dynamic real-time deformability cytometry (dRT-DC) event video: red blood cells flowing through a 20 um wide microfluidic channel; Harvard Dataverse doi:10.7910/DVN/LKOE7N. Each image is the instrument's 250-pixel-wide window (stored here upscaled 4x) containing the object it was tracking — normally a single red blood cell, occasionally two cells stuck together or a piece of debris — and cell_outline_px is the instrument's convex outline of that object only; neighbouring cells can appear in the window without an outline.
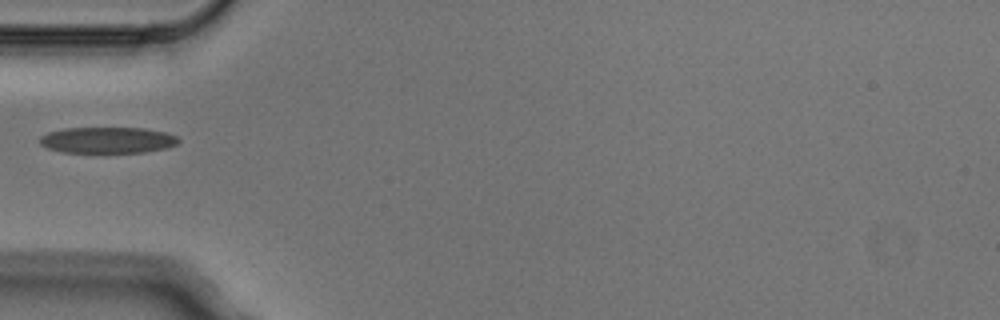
{"species": "Egyptian fruit bat (a non-hibernating species)", "species_latin": "Rousettus aegyptiacus", "temperature_condition": "cold", "stored_images_in_passage": 1, "camera_frame_rate_fps": 3000, "um_per_image_px": 0.085, "animal": {"sex": "male"}, "frame": {"image": 1, "passage_image": 1, "time_ms": 0.0, "image_size_px": [1000, 320], "cell_outline_px": [[180, 140], [176, 144], [168, 148], [144, 152], [60, 152], [48, 148], [40, 144], [40, 136], [48, 132], [64, 128], [144, 128], [168, 132], [176, 136]], "centroid_in_image_um": [9.16, 11.9], "position_along_channel_um": 75.8, "area_um2": 21.21}}